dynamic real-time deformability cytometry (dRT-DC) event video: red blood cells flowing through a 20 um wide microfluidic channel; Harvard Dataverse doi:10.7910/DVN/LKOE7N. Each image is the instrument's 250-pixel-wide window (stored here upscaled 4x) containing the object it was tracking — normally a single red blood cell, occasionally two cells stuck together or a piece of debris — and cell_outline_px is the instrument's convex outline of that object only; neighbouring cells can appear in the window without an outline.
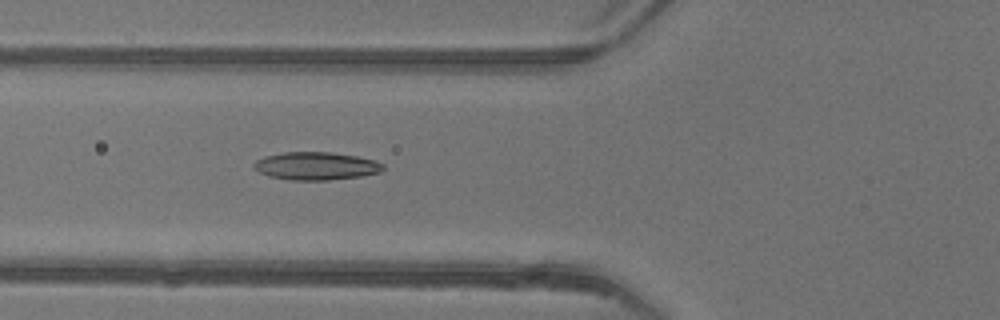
{"species": "common noctule bat (a hibernating species)", "species_latin": "Nyctalus noctula", "temperature_condition": "warm", "stored_images_in_passage": 50, "camera_frame_rate_fps": 3000, "um_per_image_px": 0.085, "animal": {"sex": "female"}, "frame": {"image": 1, "passage_image": 20, "time_ms": 6.333, "image_size_px": [1000, 320], "cell_outline_px": [[384, 168], [380, 172], [360, 176], [328, 180], [288, 180], [268, 176], [260, 172], [252, 164], [256, 160], [264, 156], [284, 152], [332, 152], [356, 156], [376, 160], [384, 164]], "centroid_in_image_um": [26.86, 14.1], "position_along_channel_um": 98.9, "area_um2": 21.04}}
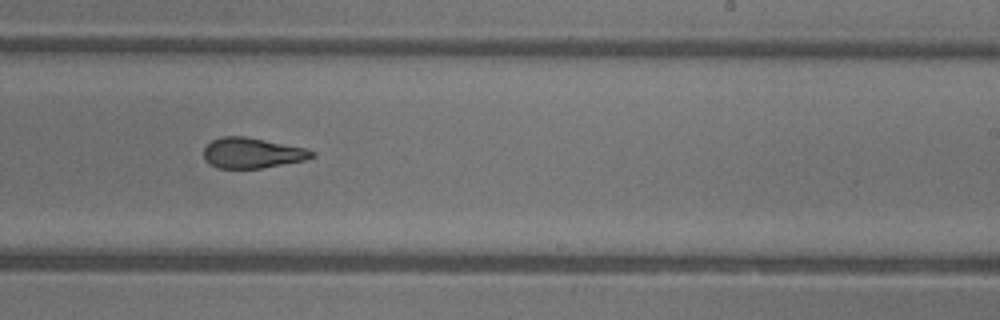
{"frame": {"image": 2, "passage_image": 32, "time_ms": 10.333, "image_size_px": [1000, 320], "cell_outline_px": [[316, 156], [304, 160], [260, 168], [216, 168], [204, 160], [204, 148], [212, 140], [224, 136], [248, 136], [304, 148], [312, 152]], "centroid_in_image_um": [21.39, 13.0], "position_along_channel_um": 267.6, "area_um2": 19.02}}
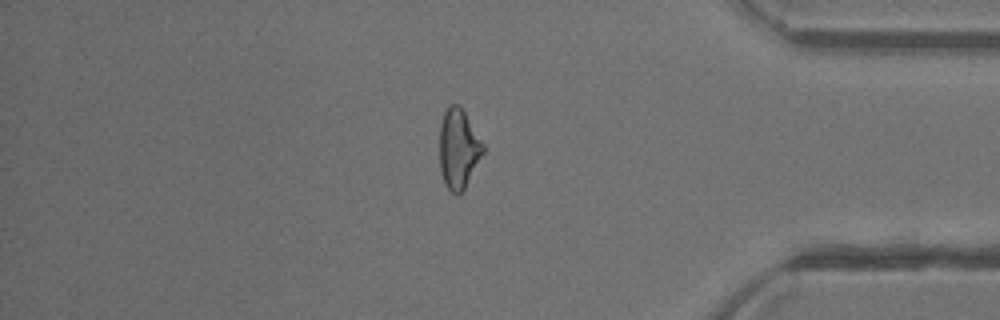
{"frame": {"image": 3, "passage_image": 43, "time_ms": 14.0, "image_size_px": [1000, 320], "cell_outline_px": [[484, 152], [464, 188], [460, 192], [452, 192], [444, 184], [440, 168], [440, 124], [444, 112], [452, 104], [460, 104], [484, 144]], "centroid_in_image_um": [38.97, 12.6], "position_along_channel_um": 396.2, "area_um2": 19.94}, "authors_computed_cell_mechanics": {"area_um2": 20.519, "velocity_mm_per_s": 4.1988, "shape_relaxation_time_tau1_ms": 11.3142, "shape_relaxation_time_tau2_ms": 1.6334, "deformation_change_tau1": 0.2821, "deformation_change_tau2": 0.092}}